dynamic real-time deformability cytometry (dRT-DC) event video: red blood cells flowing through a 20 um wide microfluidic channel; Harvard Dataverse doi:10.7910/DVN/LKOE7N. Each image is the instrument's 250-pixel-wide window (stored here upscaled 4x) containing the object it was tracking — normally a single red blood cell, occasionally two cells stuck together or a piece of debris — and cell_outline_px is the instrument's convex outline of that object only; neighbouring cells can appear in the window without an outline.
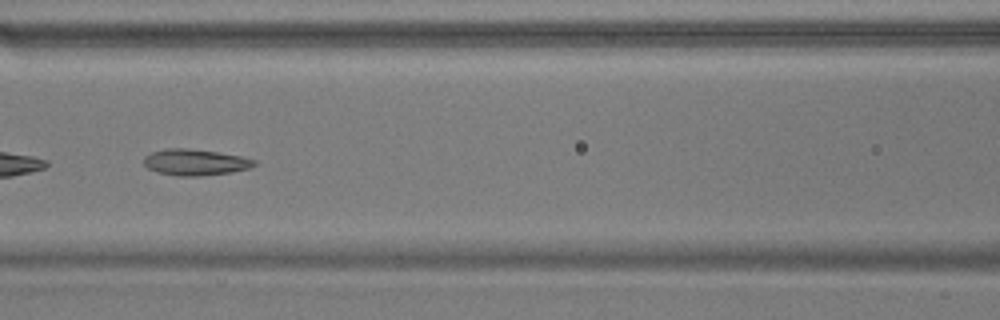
{"species": "common noctule bat (a hibernating species)", "species_latin": "Nyctalus noctula", "temperature_condition": "warm", "stored_images_in_passage": 52, "camera_frame_rate_fps": 3000, "um_per_image_px": 0.085, "animal": {"sex": "male", "body_mass_g": 17.9}, "frame": {"image": 1, "passage_image": 23, "time_ms": 7.333, "image_size_px": [1000, 320], "cell_outline_px": [[256, 164], [248, 168], [232, 172], [200, 176], [176, 176], [156, 172], [148, 168], [144, 164], [144, 156], [152, 152], [164, 148], [188, 148], [216, 152], [240, 156], [256, 160]], "centroid_in_image_um": [16.55, 13.79], "position_along_channel_um": 150.0, "area_um2": 16.88}, "authors_computed_cell_mechanics": {"area_um2": 18.4093, "velocity_mm_per_s": 3.6571, "shape_relaxation_time_tau1_ms": 6.2982, "shape_relaxation_time_tau2_ms": 2.5903, "deformation_change_tau1": 0.1635, "deformation_change_tau2": 0.0945}}